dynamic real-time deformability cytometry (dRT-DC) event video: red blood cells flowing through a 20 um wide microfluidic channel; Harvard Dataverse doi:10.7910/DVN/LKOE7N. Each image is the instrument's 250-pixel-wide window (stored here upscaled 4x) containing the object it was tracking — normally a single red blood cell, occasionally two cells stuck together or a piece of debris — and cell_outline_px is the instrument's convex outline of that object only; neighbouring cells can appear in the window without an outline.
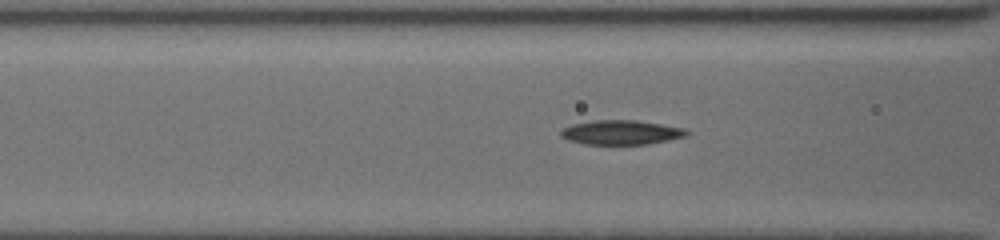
{"species": "common noctule bat (a hibernating species)", "species_latin": "Nyctalus noctula", "temperature_condition": "cold", "stored_images_in_passage": 45, "camera_frame_rate_fps": 3000, "um_per_image_px": 0.085, "animal": {"sex": "female", "body_mass_g": 19.5, "forearm_length_mm": 54.1}, "frame": {"image": 1, "passage_image": 15, "time_ms": 5.0, "image_size_px": [1000, 240], "cell_outline_px": [[692, 132], [688, 136], [648, 144], [584, 144], [568, 140], [560, 136], [560, 128], [572, 124], [592, 120], [636, 120], [684, 128]], "centroid_in_image_um": [52.79, 11.25], "position_along_channel_um": 113.8, "area_um2": 18.09}}
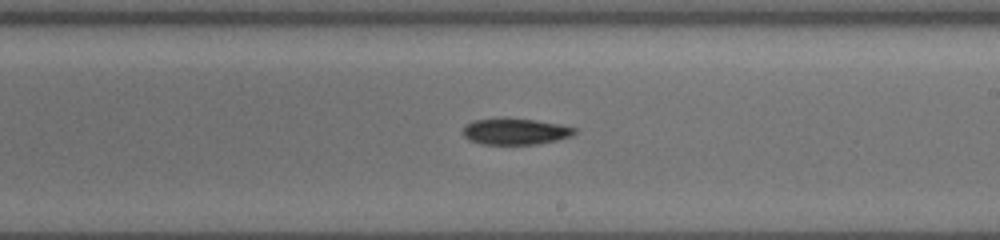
{"frame": {"image": 2, "passage_image": 25, "time_ms": 8.333, "image_size_px": [1000, 240], "cell_outline_px": [[576, 132], [572, 136], [556, 140], [536, 144], [480, 144], [468, 140], [460, 132], [464, 124], [472, 120], [504, 116], [536, 120], [560, 124], [576, 128]], "centroid_in_image_um": [43.72, 11.14], "position_along_channel_um": 245.3, "area_um2": 17.74}}
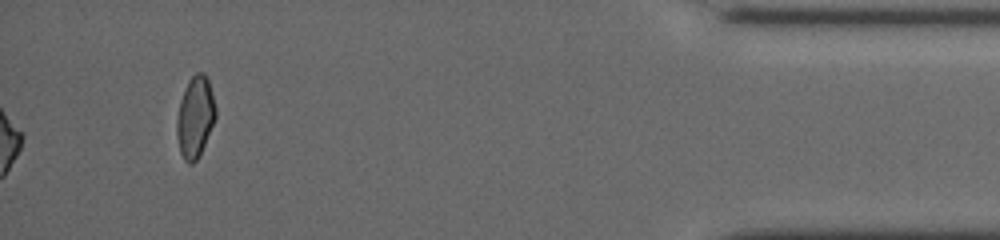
{"frame": {"image": 3, "passage_image": 45, "time_ms": 15.333, "image_size_px": [1000, 240], "cell_outline_px": [[216, 116], [204, 144], [196, 160], [192, 164], [188, 164], [184, 160], [180, 152], [176, 132], [176, 120], [180, 100], [188, 80], [196, 72], [204, 72], [208, 80], [216, 108]], "centroid_in_image_um": [16.57, 9.93], "position_along_channel_um": 418.6, "area_um2": 18.21}, "authors_computed_cell_mechanics": {"area_um2": 17.2822, "velocity_mm_per_s": 3.9416, "shape_relaxation_time_tau1_ms": 3.7711, "shape_relaxation_time_tau2_ms": null, "deformation_change_tau1": 0.0856, "deformation_change_tau2": null}}